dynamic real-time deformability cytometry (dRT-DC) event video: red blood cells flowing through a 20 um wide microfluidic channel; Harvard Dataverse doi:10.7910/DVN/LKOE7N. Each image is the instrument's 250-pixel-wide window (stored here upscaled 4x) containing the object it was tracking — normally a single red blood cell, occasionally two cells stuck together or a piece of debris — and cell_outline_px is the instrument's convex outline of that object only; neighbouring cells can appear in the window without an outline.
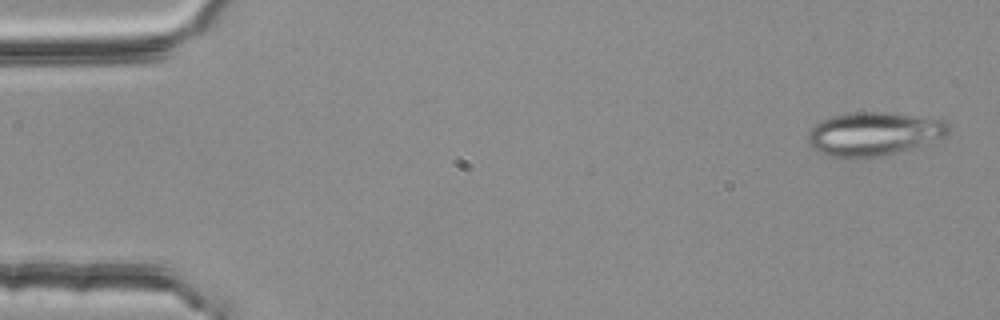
{"species": "common noctule bat (a hibernating species)", "species_latin": "Nyctalus noctula", "temperature_condition": "room temperature", "stored_images_in_passage": 5, "camera_frame_rate_fps": 3000, "um_per_image_px": 0.085, "animal": {"sex": "female", "body_mass_g": 25.1}, "frame": {"image": 1, "passage_image": 1, "time_ms": 0.0, "image_size_px": [1000, 320], "cell_outline_px": [[952, 128], [948, 136], [908, 148], [876, 156], [832, 156], [820, 152], [812, 148], [808, 144], [808, 132], [820, 120], [832, 116], [852, 112], [892, 112], [944, 120]], "centroid_in_image_um": [74.28, 11.33], "position_along_channel_um": 10.7, "area_um2": 35.08}}